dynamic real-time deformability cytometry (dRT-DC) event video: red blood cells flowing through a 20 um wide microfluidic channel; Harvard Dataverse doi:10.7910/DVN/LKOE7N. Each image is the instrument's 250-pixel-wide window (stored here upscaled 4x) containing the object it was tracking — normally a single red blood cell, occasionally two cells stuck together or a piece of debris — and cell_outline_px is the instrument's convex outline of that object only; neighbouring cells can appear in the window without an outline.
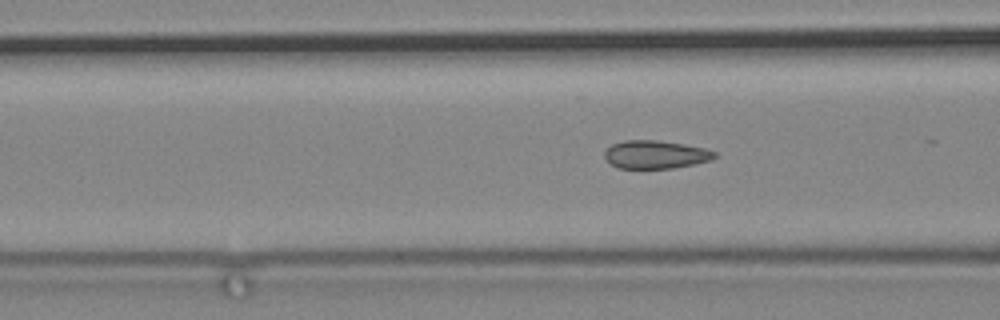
{"species": "common noctule bat (a hibernating species)", "species_latin": "Nyctalus noctula", "temperature_condition": "cold", "stored_images_in_passage": 5, "camera_frame_rate_fps": 3000, "um_per_image_px": 0.085, "animal": {"sex": "male", "body_mass_g": 19.2, "forearm_length_mm": 51.8}, "frame": {"image": 1, "passage_image": 3, "time_ms": 0.667, "image_size_px": [1000, 320], "cell_outline_px": [[716, 156], [712, 160], [672, 168], [616, 168], [604, 156], [604, 152], [612, 144], [624, 140], [656, 140], [684, 144], [704, 148], [716, 152]], "centroid_in_image_um": [55.71, 13.13], "position_along_channel_um": 110.9, "area_um2": 17.92}}